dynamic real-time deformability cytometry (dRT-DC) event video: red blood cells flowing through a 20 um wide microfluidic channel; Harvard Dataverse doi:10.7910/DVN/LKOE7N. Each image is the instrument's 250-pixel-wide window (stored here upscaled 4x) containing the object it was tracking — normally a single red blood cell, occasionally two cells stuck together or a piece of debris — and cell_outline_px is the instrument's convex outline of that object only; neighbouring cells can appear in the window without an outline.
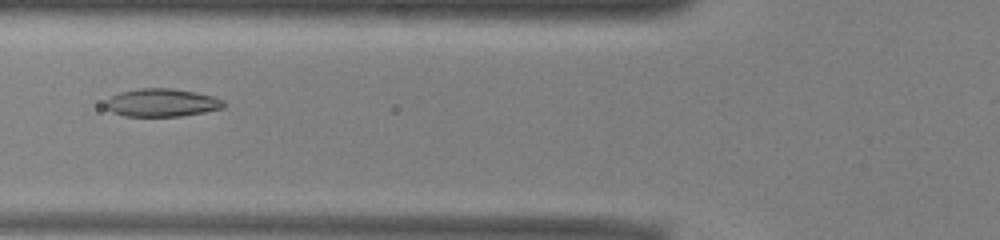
{"species": "common noctule bat (a hibernating species)", "species_latin": "Nyctalus noctula", "temperature_condition": "warm", "stored_images_in_passage": 51, "camera_frame_rate_fps": 3000, "um_per_image_px": 0.085, "animal": {"sex": "male", "body_mass_g": 13.0, "forearm_length_mm": 53.1}, "frame": {"image": 1, "passage_image": 19, "time_ms": 6.0, "image_size_px": [1000, 240], "cell_outline_px": [[224, 108], [204, 112], [180, 116], [124, 116], [112, 112], [104, 104], [112, 96], [120, 92], [140, 88], [172, 88], [196, 92], [212, 96], [224, 100]], "centroid_in_image_um": [13.77, 8.72], "position_along_channel_um": 112.0, "area_um2": 19.19}}
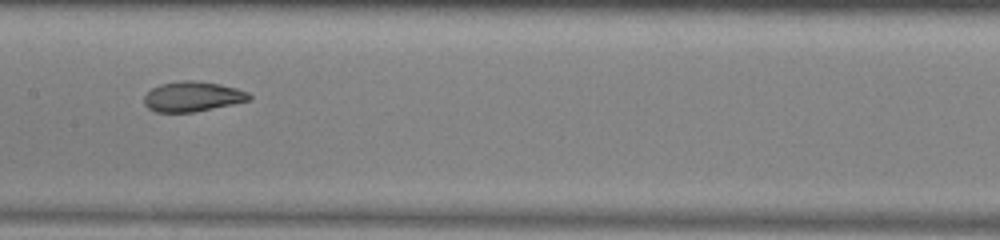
{"frame": {"image": 2, "passage_image": 25, "time_ms": 8.0, "image_size_px": [1000, 240], "cell_outline_px": [[252, 100], [192, 112], [156, 112], [148, 108], [144, 104], [144, 96], [152, 88], [160, 84], [184, 80], [192, 80], [220, 84], [236, 88], [248, 92], [252, 96]], "centroid_in_image_um": [16.37, 8.2], "position_along_channel_um": 191.0, "area_um2": 18.32}}
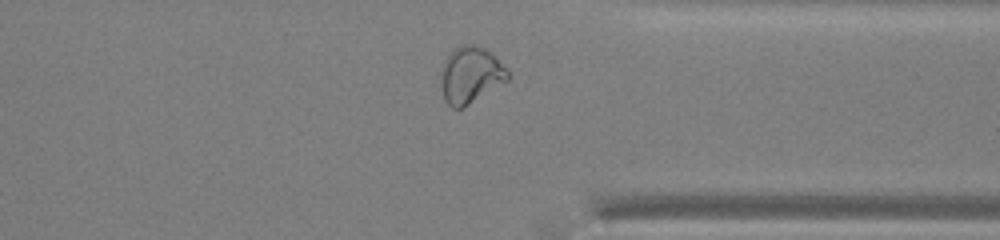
{"frame": {"image": 3, "passage_image": 39, "time_ms": 12.667, "image_size_px": [1000, 240], "cell_outline_px": [[512, 76], [508, 80], [464, 108], [452, 108], [444, 100], [440, 80], [440, 72], [444, 60], [448, 52], [464, 44], [480, 44]], "centroid_in_image_um": [39.95, 6.39], "position_along_channel_um": 371.5, "area_um2": 22.08}, "authors_computed_cell_mechanics": {"area_um2": 21.2704, "velocity_mm_per_s": 3.942, "shape_relaxation_time_tau1_ms": 7.1431, "shape_relaxation_time_tau2_ms": 0.7837, "deformation_change_tau1": 0.2184, "deformation_change_tau2": 0.0612}}